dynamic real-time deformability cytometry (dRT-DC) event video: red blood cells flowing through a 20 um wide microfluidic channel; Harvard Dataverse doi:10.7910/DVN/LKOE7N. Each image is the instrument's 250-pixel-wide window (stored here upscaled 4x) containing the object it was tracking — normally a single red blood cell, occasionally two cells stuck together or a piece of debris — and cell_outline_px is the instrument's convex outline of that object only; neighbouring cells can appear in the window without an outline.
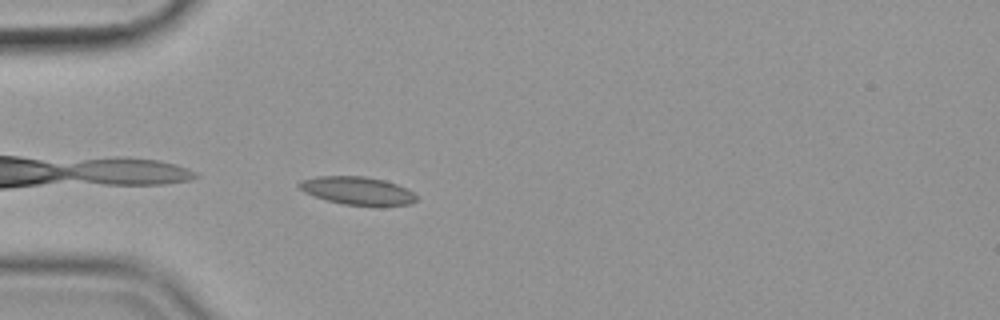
{"species": "common noctule bat (a hibernating species)", "species_latin": "Nyctalus noctula", "temperature_condition": "cold", "stored_images_in_passage": 41, "camera_frame_rate_fps": 3000, "um_per_image_px": 0.085, "animal": {"sex": "female", "body_mass_g": 19.9}, "frame": {"image": 1, "passage_image": 1, "time_ms": 0.0, "image_size_px": [1000, 320], "cell_outline_px": [[416, 200], [412, 204], [344, 204], [328, 200], [304, 192], [296, 184], [300, 180], [316, 176], [364, 176], [384, 180], [396, 184], [412, 192], [416, 196]], "centroid_in_image_um": [30.31, 16.17], "position_along_channel_um": 54.7, "area_um2": 18.55}}
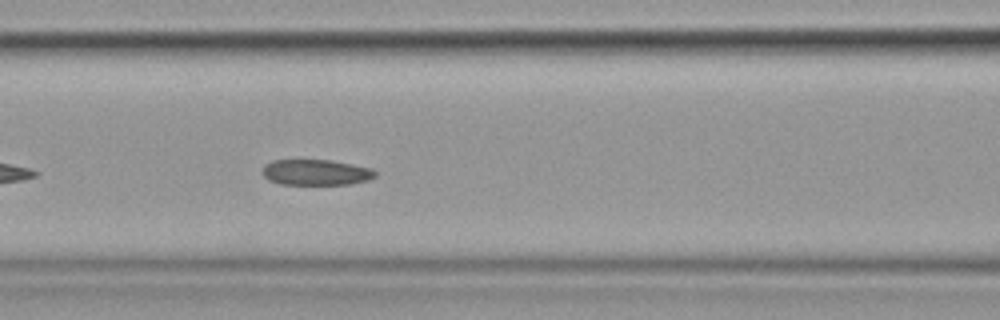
{"frame": {"image": 2, "passage_image": 9, "time_ms": 2.667, "image_size_px": [1000, 320], "cell_outline_px": [[376, 176], [368, 180], [348, 184], [280, 184], [268, 180], [260, 172], [264, 164], [272, 160], [332, 160], [372, 168], [376, 172]], "centroid_in_image_um": [26.82, 14.64], "position_along_channel_um": 139.8, "area_um2": 17.05}}
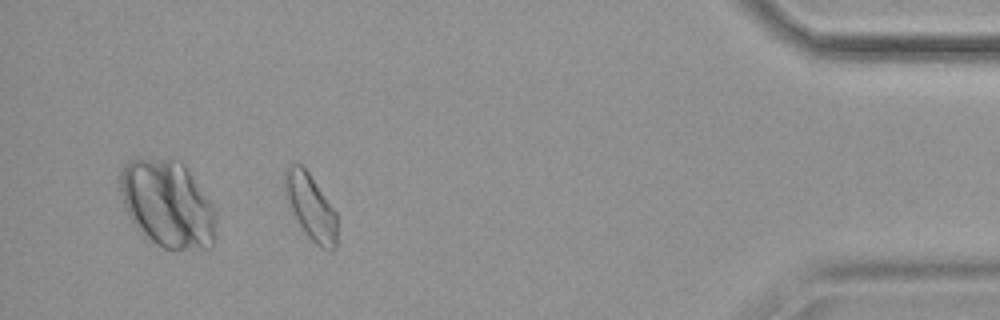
{"frame": {"image": 3, "passage_image": 36, "time_ms": 11.667, "image_size_px": [1000, 320], "cell_outline_px": [[336, 248], [332, 252], [316, 244], [304, 232], [284, 196], [284, 172], [292, 164], [300, 164], [308, 172], [336, 212]], "centroid_in_image_um": [26.4, 17.59], "position_along_channel_um": 408.8, "area_um2": 19.71}, "authors_computed_cell_mechanics": {"area_um2": 17.918, "velocity_mm_per_s": 3.5333, "shape_relaxation_time_tau1_ms": null, "shape_relaxation_time_tau2_ms": 4.574, "deformation_change_tau1": null, "deformation_change_tau2": 0.1095}}